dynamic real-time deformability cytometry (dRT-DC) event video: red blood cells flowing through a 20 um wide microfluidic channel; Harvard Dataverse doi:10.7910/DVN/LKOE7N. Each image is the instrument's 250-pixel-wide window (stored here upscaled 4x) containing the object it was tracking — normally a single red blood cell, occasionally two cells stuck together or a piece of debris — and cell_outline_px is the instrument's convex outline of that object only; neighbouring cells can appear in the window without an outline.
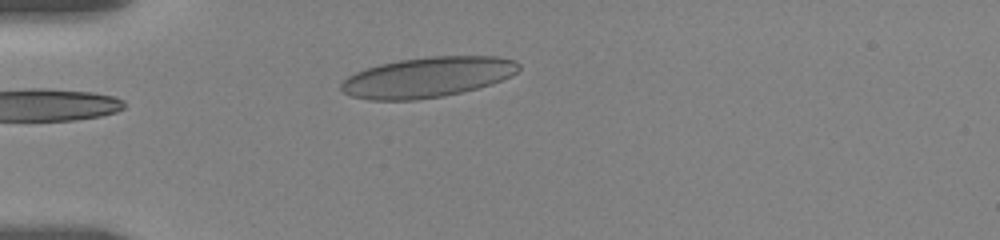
{"species": "human", "species_latin": "Homo sapiens", "temperature_condition": "room temperature", "stored_images_in_passage": 38, "camera_frame_rate_fps": 3000, "um_per_image_px": 0.085, "donor": {"sex": "female"}, "frame": {"image": 1, "passage_image": 1, "time_ms": 0.0, "image_size_px": [1000, 240], "cell_outline_px": [[520, 68], [512, 76], [492, 84], [444, 96], [416, 100], [368, 100], [352, 96], [344, 92], [340, 88], [340, 84], [348, 76], [356, 72], [380, 64], [400, 60], [428, 56], [496, 56], [516, 60], [520, 64]], "centroid_in_image_um": [36.37, 6.56], "position_along_channel_um": 48.6, "area_um2": 41.73}}
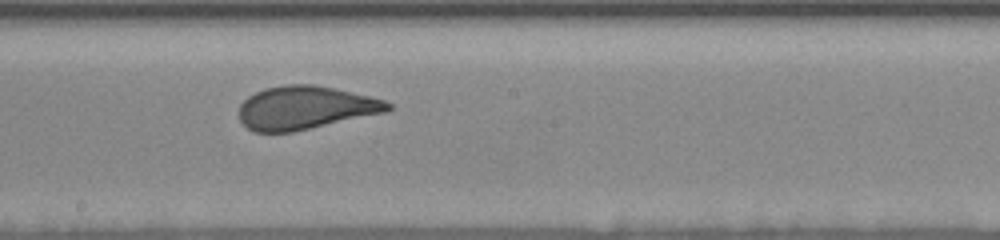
{"frame": {"image": 2, "passage_image": 17, "time_ms": 5.333, "image_size_px": [1000, 240], "cell_outline_px": [[392, 108], [388, 112], [292, 132], [252, 132], [240, 120], [240, 104], [248, 96], [264, 88], [288, 84], [312, 84], [332, 88], [368, 96], [384, 100], [392, 104]], "centroid_in_image_um": [25.95, 9.16], "position_along_channel_um": 222.3, "area_um2": 37.4}}
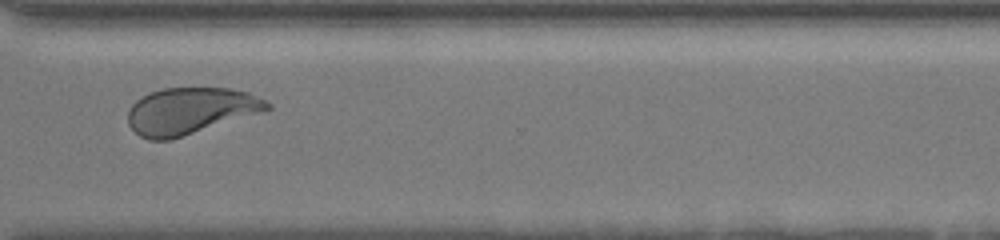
{"frame": {"image": 3, "passage_image": 28, "time_ms": 9.0, "image_size_px": [1000, 240], "cell_outline_px": [[272, 108], [168, 140], [148, 140], [140, 136], [128, 124], [128, 112], [132, 104], [136, 100], [152, 92], [164, 88], [228, 88], [248, 92], [272, 104]], "centroid_in_image_um": [16.14, 9.41], "position_along_channel_um": 354.5, "area_um2": 36.99}, "authors_computed_cell_mechanics": {"area_um2": 38.3214, "velocity_mm_per_s": 3.618, "shape_relaxation_time_tau1_ms": 4.169, "shape_relaxation_time_tau2_ms": null, "deformation_change_tau1": 0.1572, "deformation_change_tau2": null}}